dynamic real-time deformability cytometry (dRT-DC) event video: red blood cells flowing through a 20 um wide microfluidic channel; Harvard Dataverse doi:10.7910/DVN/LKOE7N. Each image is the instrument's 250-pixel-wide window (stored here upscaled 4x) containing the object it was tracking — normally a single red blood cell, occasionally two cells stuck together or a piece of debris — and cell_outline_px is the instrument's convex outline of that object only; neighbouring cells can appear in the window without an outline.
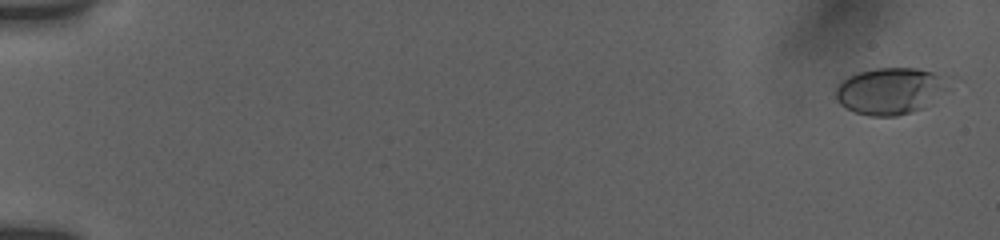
{"species": "human", "species_latin": "Homo sapiens", "temperature_condition": "room temperature", "stored_images_in_passage": 56, "camera_frame_rate_fps": 3000, "um_per_image_px": 0.085, "donor": {"sex": "female"}, "frame": {"image": 1, "passage_image": 2, "time_ms": 0.333, "image_size_px": [1000, 240], "cell_outline_px": [[956, 76], [924, 108], [912, 112], [896, 116], [872, 116], [856, 112], [840, 104], [836, 100], [836, 88], [848, 76], [860, 72], [876, 68], [916, 68]], "centroid_in_image_um": [75.72, 7.7], "position_along_channel_um": 9.3, "area_um2": 30.63}}
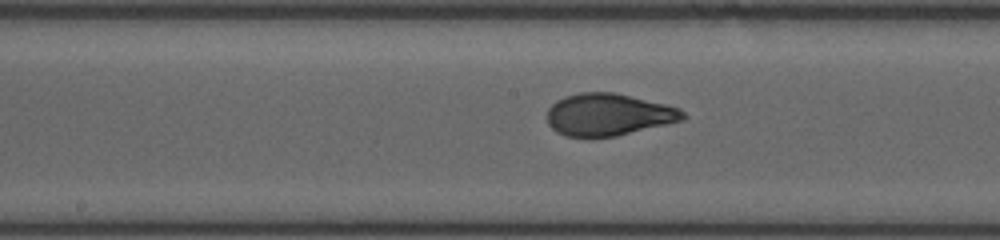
{"frame": {"image": 2, "passage_image": 31, "time_ms": 10.0, "image_size_px": [1000, 240], "cell_outline_px": [[688, 116], [684, 120], [616, 136], [568, 136], [556, 132], [548, 124], [548, 108], [556, 100], [564, 96], [580, 92], [612, 92], [664, 104], [680, 108]], "centroid_in_image_um": [51.72, 9.73], "position_along_channel_um": 196.5, "area_um2": 33.12}}
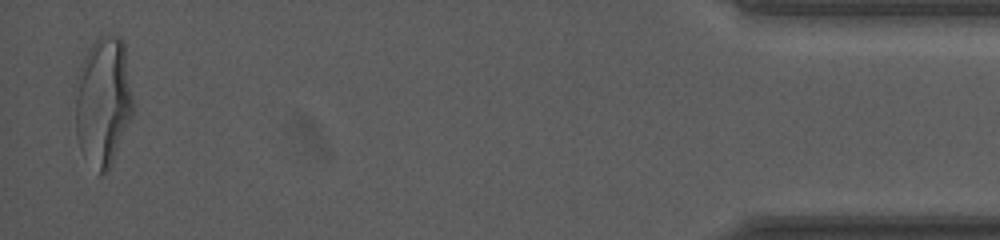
{"frame": {"image": 3, "passage_image": 55, "time_ms": 18.0, "image_size_px": [1000, 240], "cell_outline_px": [[132, 116], [112, 164], [108, 172], [100, 176], [80, 152], [76, 136], [76, 96], [80, 64], [88, 48], [100, 36], [108, 32], [120, 36], [124, 44], [132, 96]], "centroid_in_image_um": [8.76, 8.64], "position_along_channel_um": 426.4, "area_um2": 43.7}, "authors_computed_cell_mechanics": {"area_um2": 33.0905, "velocity_mm_per_s": 3.8188, "shape_relaxation_time_tau1_ms": 6.0982, "shape_relaxation_time_tau2_ms": null, "deformation_change_tau1": 0.217, "deformation_change_tau2": null}}